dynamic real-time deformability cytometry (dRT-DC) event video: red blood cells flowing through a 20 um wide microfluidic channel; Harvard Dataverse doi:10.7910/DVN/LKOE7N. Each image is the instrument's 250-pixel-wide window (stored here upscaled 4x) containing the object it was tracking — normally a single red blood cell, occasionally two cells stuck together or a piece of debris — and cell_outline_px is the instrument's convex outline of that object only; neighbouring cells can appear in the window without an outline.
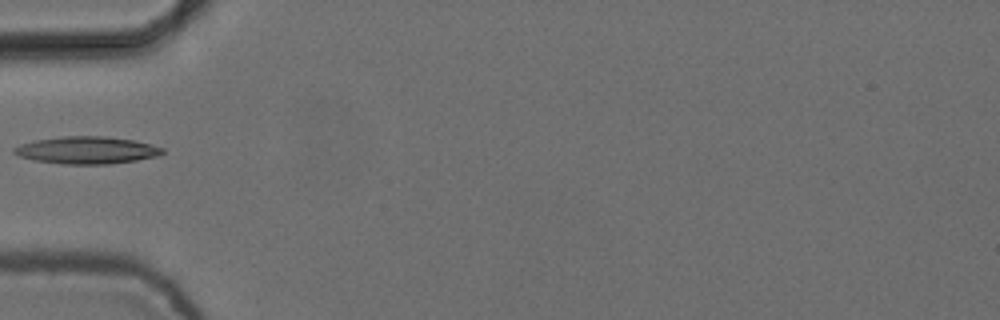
{"species": "common noctule bat (a hibernating species)", "species_latin": "Nyctalus noctula", "temperature_condition": "cold", "stored_images_in_passage": 3, "camera_frame_rate_fps": 3000, "um_per_image_px": 0.085, "animal": {"sex": "female", "body_mass_g": 24.6, "forearm_length_mm": 56.2}, "frame": {"image": 1, "passage_image": 3, "time_ms": 0.667, "image_size_px": [1000, 320], "cell_outline_px": [[164, 152], [160, 156], [112, 164], [60, 164], [32, 160], [20, 156], [12, 152], [12, 148], [20, 144], [36, 140], [64, 136], [104, 136], [136, 140], [164, 148]], "centroid_in_image_um": [7.39, 12.77], "position_along_channel_um": 77.6, "area_um2": 23.81}}